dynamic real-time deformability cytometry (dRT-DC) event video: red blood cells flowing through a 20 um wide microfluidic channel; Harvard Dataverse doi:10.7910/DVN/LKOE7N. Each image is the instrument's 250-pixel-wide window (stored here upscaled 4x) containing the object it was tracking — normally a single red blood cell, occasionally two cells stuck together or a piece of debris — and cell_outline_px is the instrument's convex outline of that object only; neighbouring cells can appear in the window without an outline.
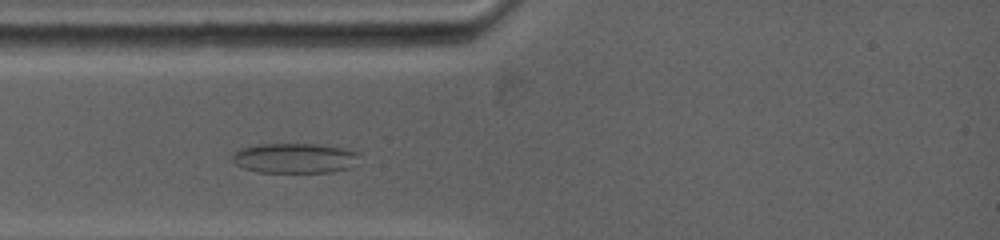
{"species": "common noctule bat (a hibernating species)", "species_latin": "Nyctalus noctula", "temperature_condition": "warm", "stored_images_in_passage": 41, "camera_frame_rate_fps": 5000, "um_per_image_px": 0.085, "animal": {"sex": "female", "body_mass_g": 19.0, "forearm_length_mm": 53.3}, "frame": {"image": 1, "passage_image": 3, "time_ms": 1.4, "image_size_px": [1000, 240], "cell_outline_px": [[356, 156], [352, 168], [332, 172], [256, 172], [244, 168], [236, 164], [232, 160], [232, 152], [240, 148], [256, 144], [316, 144], [344, 148], [356, 152]], "centroid_in_image_um": [24.98, 13.44], "position_along_channel_um": 60.0, "area_um2": 22.2}}
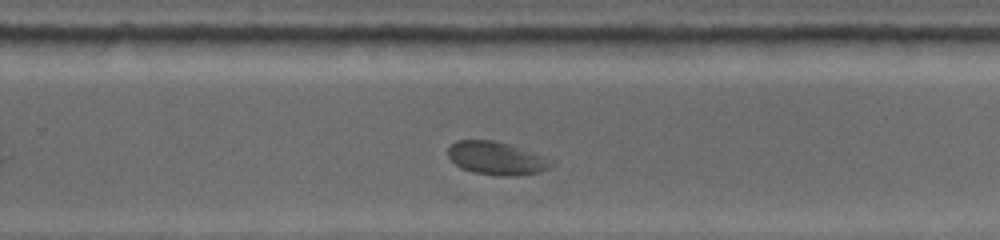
{"frame": {"image": 2, "passage_image": 24, "time_ms": 7.4, "image_size_px": [1000, 240], "cell_outline_px": [[556, 164], [540, 172], [516, 176], [504, 176], [472, 172], [460, 168], [448, 156], [448, 148], [456, 140], [492, 140], [508, 144], [556, 160]], "centroid_in_image_um": [42.24, 13.46], "position_along_channel_um": 287.6, "area_um2": 20.0}}
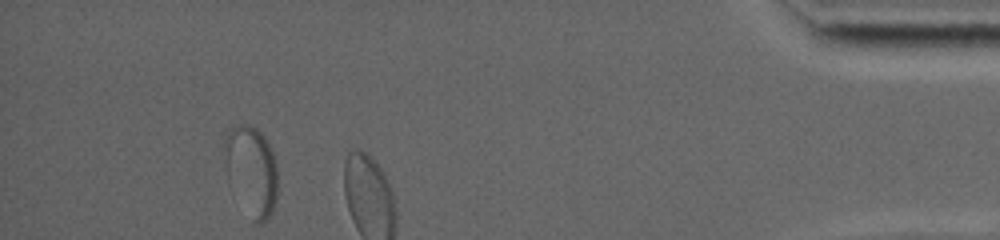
{"frame": {"image": 3, "passage_image": 41, "time_ms": 11.8, "image_size_px": [1000, 240], "cell_outline_px": [[276, 200], [272, 212], [264, 224], [260, 224], [252, 220], [228, 184], [224, 168], [224, 140], [228, 128], [240, 124], [248, 124], [256, 128], [264, 136], [272, 152], [276, 164]], "centroid_in_image_um": [21.32, 14.51], "position_along_channel_um": 413.9, "area_um2": 28.21}, "authors_computed_cell_mechanics": {"area_um2": 20.9814, "velocity_mm_per_s": 3.7972, "shape_relaxation_time_tau1_ms": 6.7605, "shape_relaxation_time_tau2_ms": null, "deformation_change_tau1": 0.1379, "deformation_change_tau2": null}}